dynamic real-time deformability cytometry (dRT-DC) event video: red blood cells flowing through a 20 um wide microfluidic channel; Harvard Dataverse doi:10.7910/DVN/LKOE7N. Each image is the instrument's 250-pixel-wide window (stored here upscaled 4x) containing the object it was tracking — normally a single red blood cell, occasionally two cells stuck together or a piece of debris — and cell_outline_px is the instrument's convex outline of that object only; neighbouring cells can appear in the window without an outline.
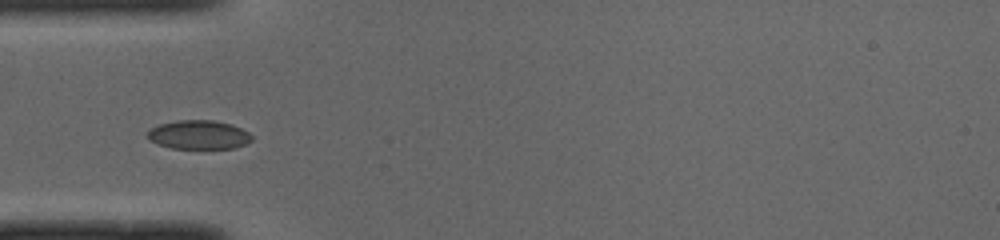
{"species": "common noctule bat (a hibernating species)", "species_latin": "Nyctalus noctula", "temperature_condition": "cold", "stored_images_in_passage": 36, "camera_frame_rate_fps": 3000, "um_per_image_px": 0.085, "animal": {"sex": "male", "body_mass_g": 19.0, "forearm_length_mm": 50.8}, "frame": {"image": 1, "passage_image": 1, "time_ms": 0.0, "image_size_px": [1000, 240], "cell_outline_px": [[252, 140], [244, 144], [232, 148], [172, 148], [156, 144], [148, 140], [148, 132], [152, 128], [160, 124], [176, 120], [212, 120], [232, 124], [248, 132], [252, 136]], "centroid_in_image_um": [16.87, 11.45], "position_along_channel_um": 68.1, "area_um2": 17.46}}
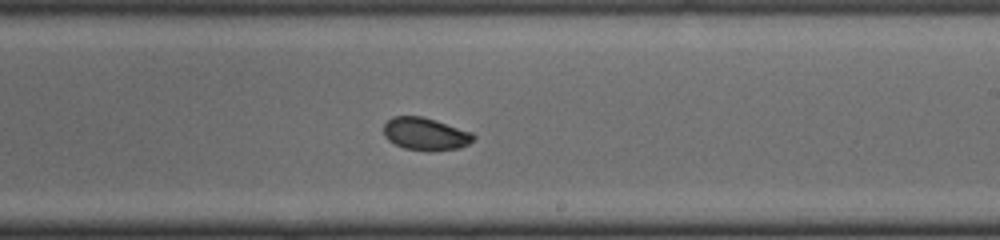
{"frame": {"image": 2, "passage_image": 15, "time_ms": 4.667, "image_size_px": [1000, 240], "cell_outline_px": [[476, 136], [468, 144], [460, 148], [432, 152], [404, 148], [388, 140], [384, 136], [384, 124], [392, 116], [420, 116], [436, 120], [472, 132]], "centroid_in_image_um": [36.17, 11.39], "position_along_channel_um": 252.8, "area_um2": 17.17}}
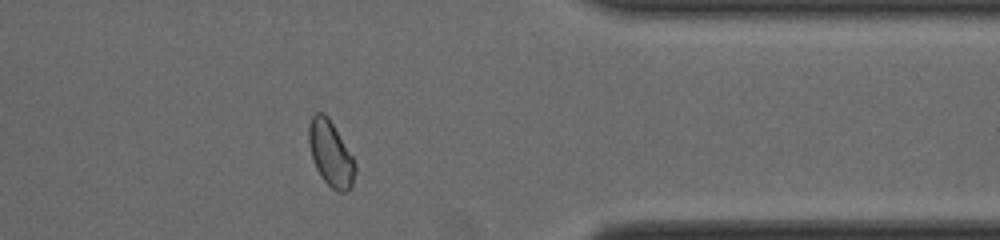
{"frame": {"image": 3, "passage_image": 26, "time_ms": 8.333, "image_size_px": [1000, 240], "cell_outline_px": [[356, 172], [352, 184], [344, 192], [340, 192], [332, 188], [320, 176], [312, 160], [308, 144], [308, 124], [312, 116], [316, 112], [324, 112], [328, 116], [352, 156], [356, 164]], "centroid_in_image_um": [28.08, 13.03], "position_along_channel_um": 383.3, "area_um2": 17.69}}